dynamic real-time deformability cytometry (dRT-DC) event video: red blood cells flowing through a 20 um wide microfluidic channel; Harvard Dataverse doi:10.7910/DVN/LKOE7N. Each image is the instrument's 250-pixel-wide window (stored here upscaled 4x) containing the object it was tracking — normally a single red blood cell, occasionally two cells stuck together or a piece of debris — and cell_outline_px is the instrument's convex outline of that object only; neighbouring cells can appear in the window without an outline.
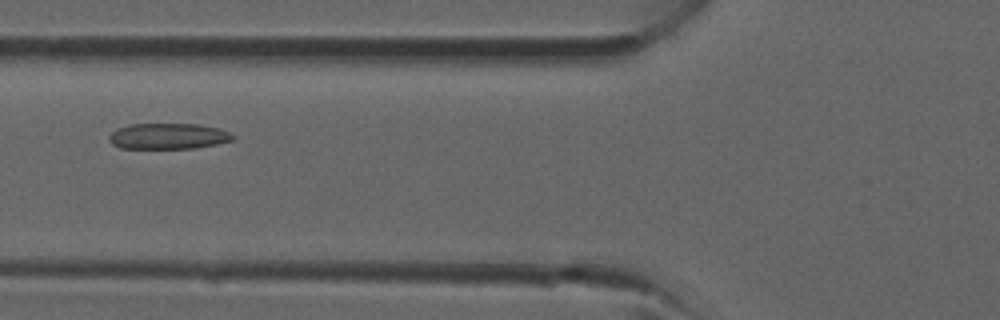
{"species": "common noctule bat (a hibernating species)", "species_latin": "Nyctalus noctula", "temperature_condition": "room temperature", "stored_images_in_passage": 21, "camera_frame_rate_fps": 3000, "um_per_image_px": 0.085, "animal": {"sex": "male", "forearm_length_mm": 52.5}, "frame": {"image": 1, "passage_image": 4, "time_ms": 1.0, "image_size_px": [1000, 320], "cell_outline_px": [[236, 136], [232, 140], [216, 144], [192, 148], [120, 148], [112, 144], [108, 140], [108, 136], [116, 128], [128, 124], [196, 124], [216, 128], [228, 132]], "centroid_in_image_um": [14.23, 11.57], "position_along_channel_um": 111.6, "area_um2": 18.55}}
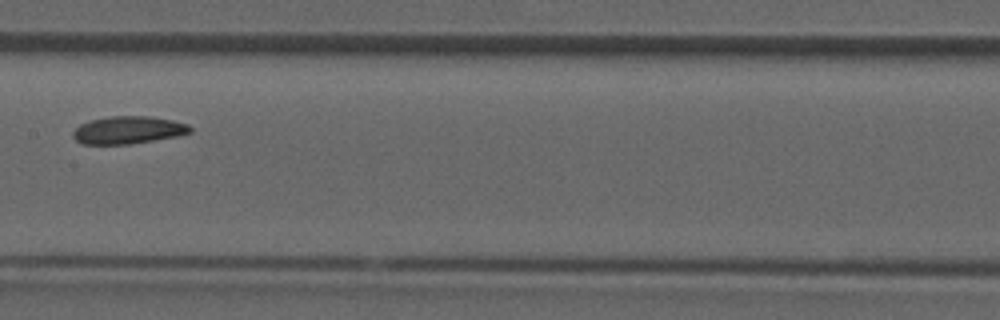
{"frame": {"image": 2, "passage_image": 9, "time_ms": 2.667, "image_size_px": [1000, 320], "cell_outline_px": [[192, 132], [176, 136], [132, 144], [84, 144], [76, 140], [72, 136], [72, 132], [80, 124], [92, 120], [112, 116], [152, 116], [172, 120], [188, 124], [192, 128]], "centroid_in_image_um": [10.91, 11.05], "position_along_channel_um": 196.5, "area_um2": 18.79}}
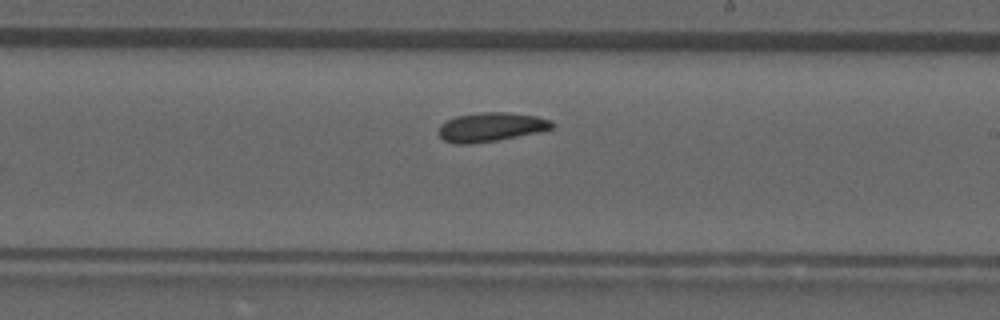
{"frame": {"image": 3, "passage_image": 12, "time_ms": 3.667, "image_size_px": [1000, 320], "cell_outline_px": [[556, 124], [552, 128], [540, 132], [496, 140], [472, 144], [456, 144], [444, 140], [436, 132], [440, 124], [444, 120], [456, 116], [484, 112], [508, 112], [536, 116], [552, 120]], "centroid_in_image_um": [41.71, 10.79], "position_along_channel_um": 247.3, "area_um2": 19.42}}